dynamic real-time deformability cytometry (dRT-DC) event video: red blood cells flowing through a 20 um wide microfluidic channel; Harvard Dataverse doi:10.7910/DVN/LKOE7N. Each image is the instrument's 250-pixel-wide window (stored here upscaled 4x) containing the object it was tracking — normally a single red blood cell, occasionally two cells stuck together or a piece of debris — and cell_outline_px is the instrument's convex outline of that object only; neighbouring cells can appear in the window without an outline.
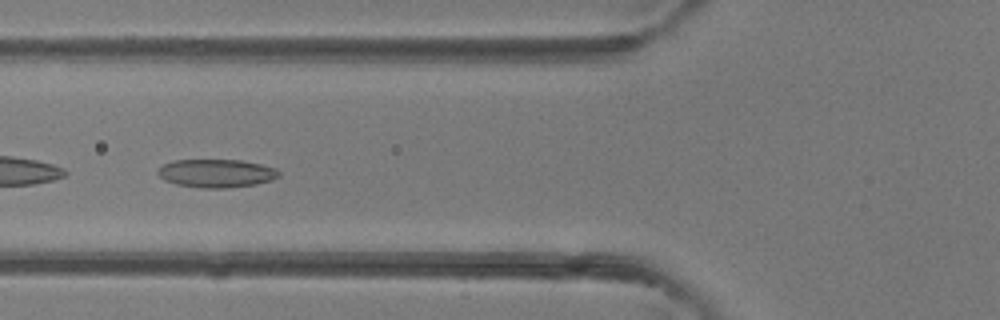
{"species": "common noctule bat (a hibernating species)", "species_latin": "Nyctalus noctula", "temperature_condition": "room temperature", "stored_images_in_passage": 6, "camera_frame_rate_fps": 3000, "um_per_image_px": 0.085, "animal": {"sex": "female"}, "frame": {"image": 1, "passage_image": 5, "time_ms": 4.667, "image_size_px": [1000, 320], "cell_outline_px": [[280, 176], [272, 180], [256, 184], [224, 188], [200, 188], [176, 184], [164, 180], [156, 172], [164, 164], [172, 160], [240, 160], [260, 164], [276, 168], [280, 172]], "centroid_in_image_um": [18.4, 14.73], "position_along_channel_um": 107.4, "area_um2": 19.94}}
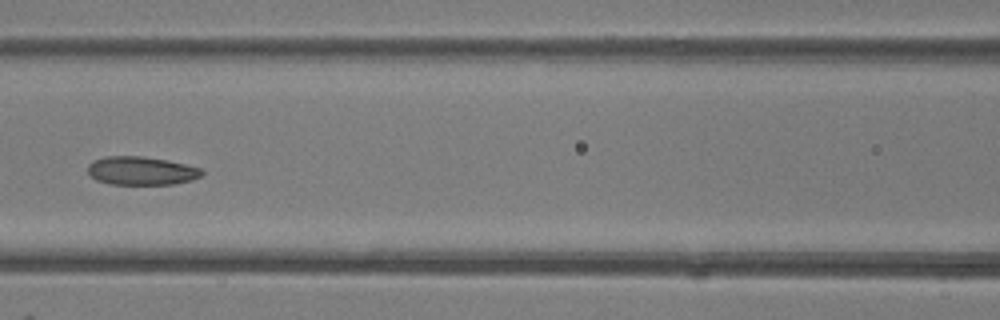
{"frame": {"image": 2, "passage_image": 6, "time_ms": 5.667, "image_size_px": [1000, 320], "cell_outline_px": [[204, 172], [200, 176], [192, 180], [176, 184], [108, 184], [96, 180], [88, 172], [88, 164], [92, 160], [104, 156], [140, 156], [168, 160], [200, 168]], "centroid_in_image_um": [11.99, 14.51], "position_along_channel_um": 154.6, "area_um2": 18.96}}